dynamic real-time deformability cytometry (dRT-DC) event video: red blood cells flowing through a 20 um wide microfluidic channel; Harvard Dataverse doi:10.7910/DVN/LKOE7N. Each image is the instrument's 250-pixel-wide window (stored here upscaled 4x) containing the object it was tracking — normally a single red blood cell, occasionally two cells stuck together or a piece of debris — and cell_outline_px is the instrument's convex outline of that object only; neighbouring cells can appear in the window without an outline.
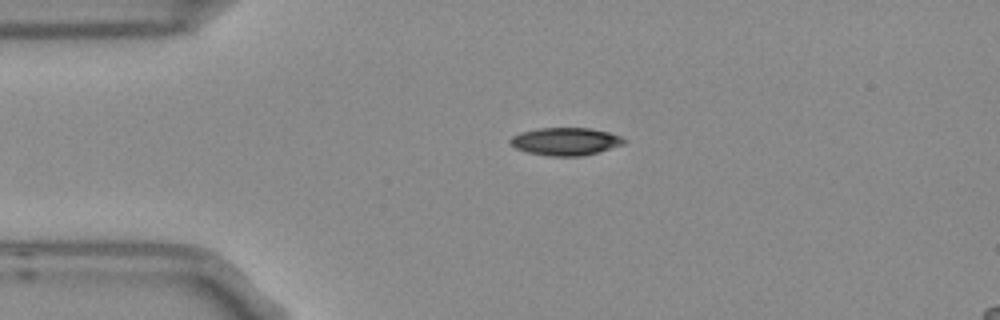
{"species": "Egyptian fruit bat (a non-hibernating species)", "species_latin": "Rousettus aegyptiacus", "temperature_condition": "room temperature", "stored_images_in_passage": 5, "camera_frame_rate_fps": 3000, "um_per_image_px": 0.085, "frame": {"image": 1, "passage_image": 3, "time_ms": 0.667, "image_size_px": [1000, 320], "cell_outline_px": [[624, 144], [596, 152], [580, 156], [548, 156], [528, 152], [516, 148], [508, 140], [512, 136], [520, 132], [540, 128], [588, 128], [608, 132], [620, 136], [624, 140]], "centroid_in_image_um": [48.03, 12.02], "position_along_channel_um": 37.0, "area_um2": 18.09}}
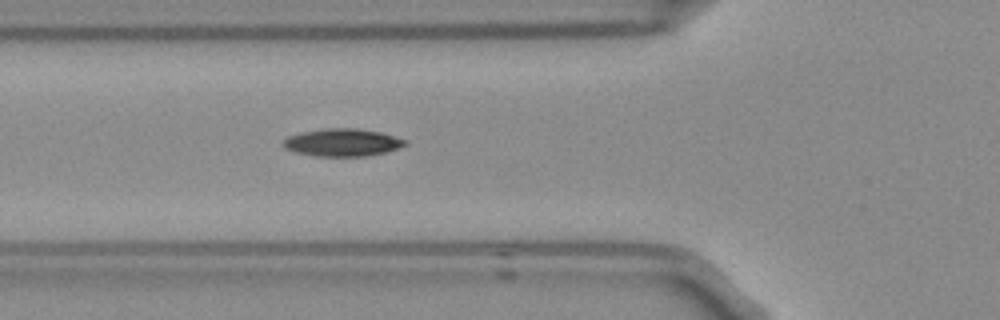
{"frame": {"image": 2, "passage_image": 5, "time_ms": 1.333, "image_size_px": [1000, 320], "cell_outline_px": [[408, 144], [384, 152], [364, 156], [312, 156], [296, 152], [284, 148], [280, 144], [288, 136], [300, 132], [324, 128], [356, 128], [380, 132], [408, 140]], "centroid_in_image_um": [29.06, 12.1], "position_along_channel_um": 96.7, "area_um2": 19.65}}